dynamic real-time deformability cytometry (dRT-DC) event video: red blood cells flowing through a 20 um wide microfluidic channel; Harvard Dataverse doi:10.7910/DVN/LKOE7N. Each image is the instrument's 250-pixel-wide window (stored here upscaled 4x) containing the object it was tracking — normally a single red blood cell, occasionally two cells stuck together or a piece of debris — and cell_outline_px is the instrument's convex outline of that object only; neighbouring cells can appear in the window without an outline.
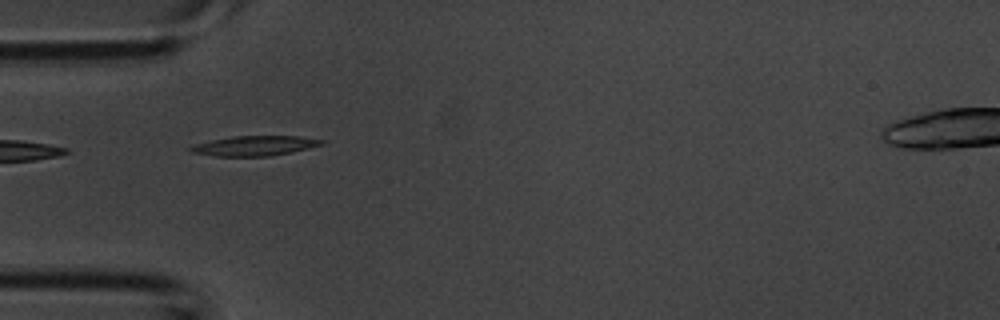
{"species": "common noctule bat (a hibernating species)", "species_latin": "Nyctalus noctula", "temperature_condition": "room temperature", "stored_images_in_passage": 3, "camera_frame_rate_fps": 3000, "um_per_image_px": 0.085, "animal": {"sex": "male", "body_mass_g": 20.1, "forearm_length_mm": 53.5}, "frame": {"image": 1, "passage_image": 2, "time_ms": 0.333, "image_size_px": [1000, 320], "cell_outline_px": [[324, 144], [292, 152], [268, 156], [216, 156], [192, 152], [188, 148], [196, 144], [212, 140], [232, 136], [296, 136], [324, 140]], "centroid_in_image_um": [21.65, 12.39], "position_along_channel_um": 63.3, "area_um2": 14.97}}
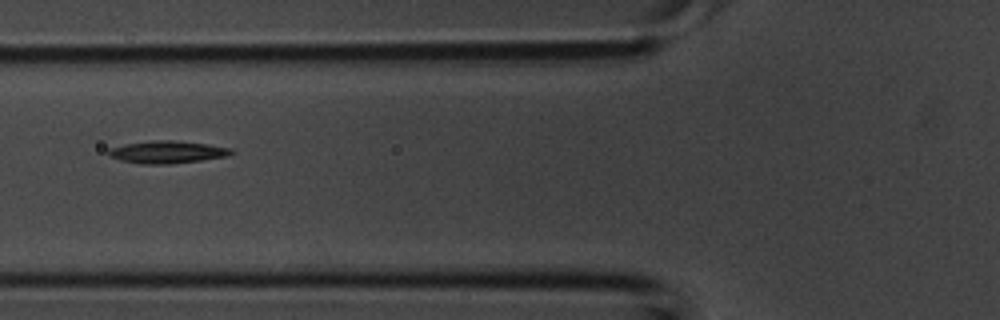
{"frame": {"image": 2, "passage_image": 3, "time_ms": 0.667, "image_size_px": [1000, 320], "cell_outline_px": [[236, 152], [224, 156], [200, 160], [168, 164], [140, 164], [120, 160], [108, 156], [108, 148], [124, 144], [152, 140], [172, 140], [208, 144], [232, 148]], "centroid_in_image_um": [14.17, 12.92], "position_along_channel_um": 111.6, "area_um2": 16.07}}